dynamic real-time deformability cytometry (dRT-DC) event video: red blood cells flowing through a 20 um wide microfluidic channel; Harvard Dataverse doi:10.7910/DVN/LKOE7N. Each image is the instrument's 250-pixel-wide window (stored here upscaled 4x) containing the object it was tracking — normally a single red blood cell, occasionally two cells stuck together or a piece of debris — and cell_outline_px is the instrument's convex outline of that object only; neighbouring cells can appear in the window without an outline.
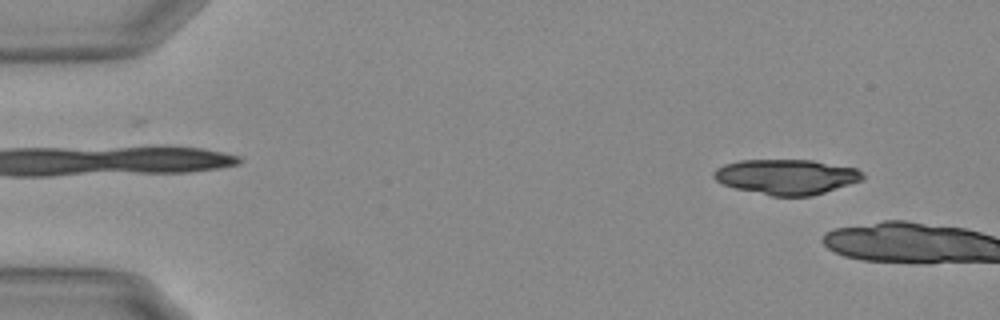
{"species": "Egyptian fruit bat (a non-hibernating species)", "species_latin": "Rousettus aegyptiacus", "temperature_condition": "warm", "stored_images_in_passage": 8, "camera_frame_rate_fps": 3000, "um_per_image_px": 0.085, "animal": {"sex": "female"}, "frame": {"image": 1, "passage_image": 5, "time_ms": 1.333, "image_size_px": [1000, 320], "cell_outline_px": [[864, 176], [860, 180], [812, 196], [772, 196], [736, 188], [724, 184], [716, 180], [712, 176], [712, 172], [716, 168], [724, 164], [740, 160], [812, 160], [856, 168]], "centroid_in_image_um": [66.79, 15.02], "position_along_channel_um": 18.2, "area_um2": 30.17}}